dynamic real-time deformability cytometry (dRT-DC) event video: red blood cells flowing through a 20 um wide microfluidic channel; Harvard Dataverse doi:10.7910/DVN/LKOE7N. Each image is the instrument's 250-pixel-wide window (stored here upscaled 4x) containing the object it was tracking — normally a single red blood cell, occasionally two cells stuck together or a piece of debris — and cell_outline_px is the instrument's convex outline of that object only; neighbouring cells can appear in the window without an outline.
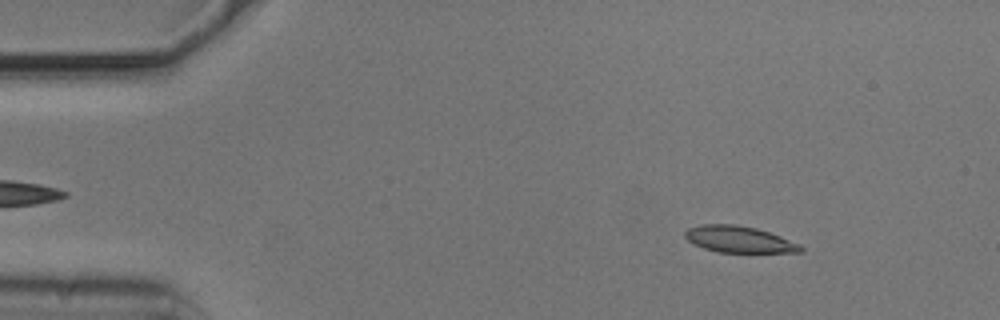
{"species": "common noctule bat (a hibernating species)", "species_latin": "Nyctalus noctula", "temperature_condition": "cold", "stored_images_in_passage": 9, "camera_frame_rate_fps": 3000, "um_per_image_px": 0.085, "animal": {"sex": "male", "body_mass_g": 20.5, "forearm_length_mm": 52.5}, "frame": {"image": 1, "passage_image": 6, "time_ms": 1.667, "image_size_px": [1000, 320], "cell_outline_px": [[804, 252], [720, 252], [704, 248], [688, 240], [684, 236], [684, 232], [688, 228], [704, 224], [736, 224], [756, 228], [780, 236], [800, 244], [804, 248]], "centroid_in_image_um": [62.84, 20.34], "position_along_channel_um": 22.2, "area_um2": 17.69}}